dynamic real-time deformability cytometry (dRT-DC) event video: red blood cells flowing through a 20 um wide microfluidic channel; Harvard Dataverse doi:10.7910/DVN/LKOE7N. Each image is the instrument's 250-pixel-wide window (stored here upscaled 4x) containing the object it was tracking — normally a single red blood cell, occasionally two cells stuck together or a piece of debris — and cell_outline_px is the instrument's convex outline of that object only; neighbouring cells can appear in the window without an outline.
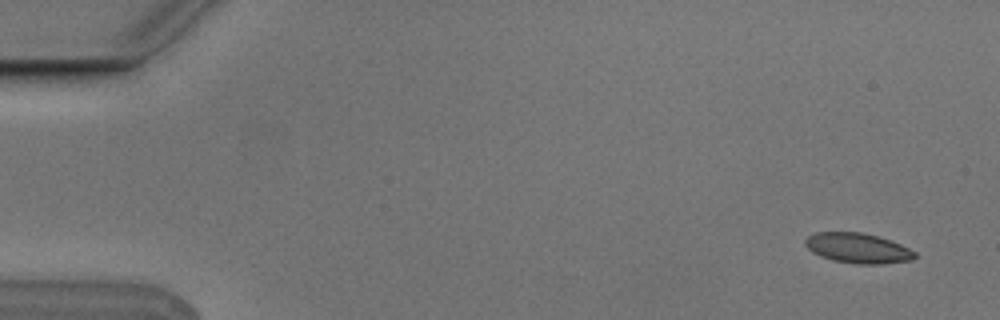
{"species": "Egyptian fruit bat (a non-hibernating species)", "species_latin": "Rousettus aegyptiacus", "temperature_condition": "cold", "stored_images_in_passage": 2, "camera_frame_rate_fps": 3000, "um_per_image_px": 0.085, "animal": {"sex": "male"}, "frame": {"image": 1, "passage_image": 2, "time_ms": 0.333, "image_size_px": [1000, 320], "cell_outline_px": [[916, 256], [912, 260], [880, 264], [856, 264], [832, 260], [820, 256], [812, 252], [804, 244], [804, 240], [808, 236], [816, 232], [860, 232], [880, 236], [892, 240], [916, 252]], "centroid_in_image_um": [72.91, 21.09], "position_along_channel_um": 12.1, "area_um2": 19.36}}